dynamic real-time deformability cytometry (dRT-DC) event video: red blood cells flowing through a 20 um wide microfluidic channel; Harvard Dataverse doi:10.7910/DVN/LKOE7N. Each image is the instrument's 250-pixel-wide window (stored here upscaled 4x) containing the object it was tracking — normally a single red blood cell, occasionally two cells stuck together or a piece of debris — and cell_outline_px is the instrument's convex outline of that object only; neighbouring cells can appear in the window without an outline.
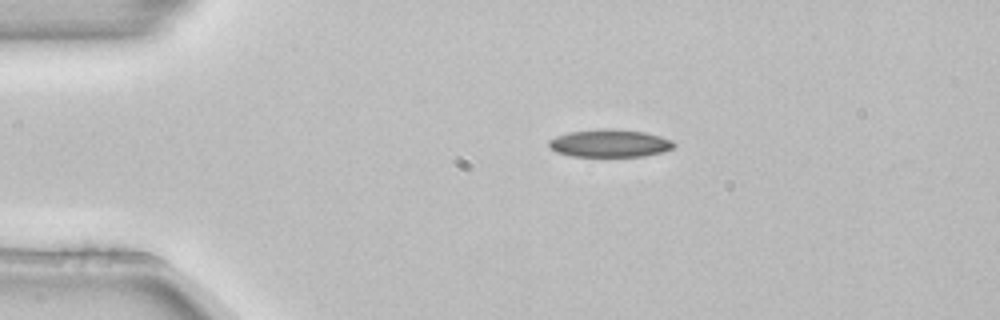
{"species": "common noctule bat (a hibernating species)", "species_latin": "Nyctalus noctula", "temperature_condition": "room temperature", "stored_images_in_passage": 5, "camera_frame_rate_fps": 3000, "um_per_image_px": 0.085, "animal": {"sex": "female", "body_mass_g": 22.7, "forearm_length_mm": 54.2}, "frame": {"image": 1, "passage_image": 2, "time_ms": 0.333, "image_size_px": [1000, 320], "cell_outline_px": [[676, 144], [672, 148], [664, 152], [644, 156], [572, 156], [556, 152], [548, 144], [548, 140], [556, 136], [568, 132], [596, 128], [612, 128], [644, 132], [660, 136], [672, 140]], "centroid_in_image_um": [51.83, 12.16], "position_along_channel_um": 33.2, "area_um2": 20.35}}
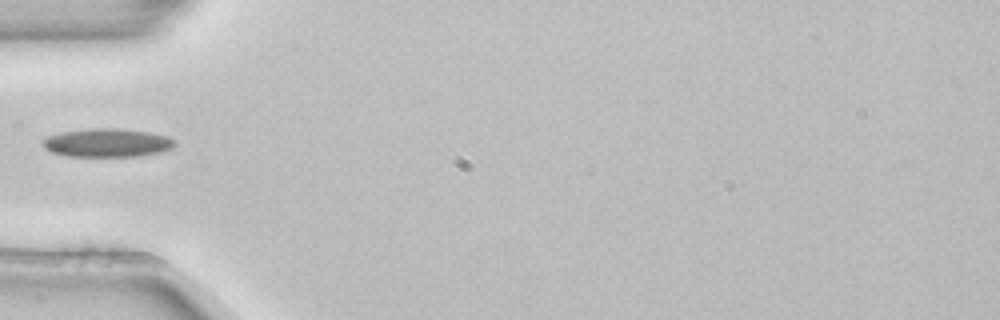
{"frame": {"image": 2, "passage_image": 4, "time_ms": 1.0, "image_size_px": [1000, 320], "cell_outline_px": [[176, 144], [172, 148], [160, 152], [140, 156], [68, 156], [52, 152], [44, 148], [44, 140], [48, 136], [64, 132], [92, 128], [116, 128], [152, 132], [164, 136], [172, 140]], "centroid_in_image_um": [9.13, 12.14], "position_along_channel_um": 75.9, "area_um2": 21.62}}